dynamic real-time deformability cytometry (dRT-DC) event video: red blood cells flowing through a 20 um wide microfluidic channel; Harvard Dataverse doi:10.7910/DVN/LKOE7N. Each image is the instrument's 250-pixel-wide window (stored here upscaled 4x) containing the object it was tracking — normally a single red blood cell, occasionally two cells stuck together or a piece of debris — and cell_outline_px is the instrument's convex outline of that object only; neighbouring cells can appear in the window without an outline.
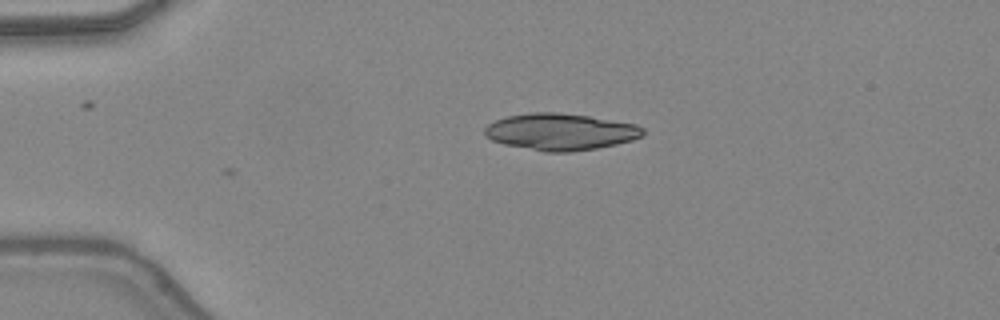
{"species": "common noctule bat (a hibernating species)", "species_latin": "Nyctalus noctula", "temperature_condition": "warm", "stored_images_in_passage": 2, "camera_frame_rate_fps": 3000, "um_per_image_px": 0.085, "animal": {"sex": "female", "body_mass_g": 24.6, "forearm_length_mm": 56.2}, "frame": {"image": 1, "passage_image": 2, "time_ms": 0.333, "image_size_px": [1000, 320], "cell_outline_px": [[644, 132], [640, 136], [632, 140], [616, 144], [596, 148], [572, 152], [544, 152], [504, 144], [492, 140], [484, 136], [484, 128], [488, 124], [496, 120], [508, 116], [532, 112], [556, 112], [588, 116], [636, 124], [644, 128]], "centroid_in_image_um": [47.61, 11.2], "position_along_channel_um": 37.4, "area_um2": 33.81}}